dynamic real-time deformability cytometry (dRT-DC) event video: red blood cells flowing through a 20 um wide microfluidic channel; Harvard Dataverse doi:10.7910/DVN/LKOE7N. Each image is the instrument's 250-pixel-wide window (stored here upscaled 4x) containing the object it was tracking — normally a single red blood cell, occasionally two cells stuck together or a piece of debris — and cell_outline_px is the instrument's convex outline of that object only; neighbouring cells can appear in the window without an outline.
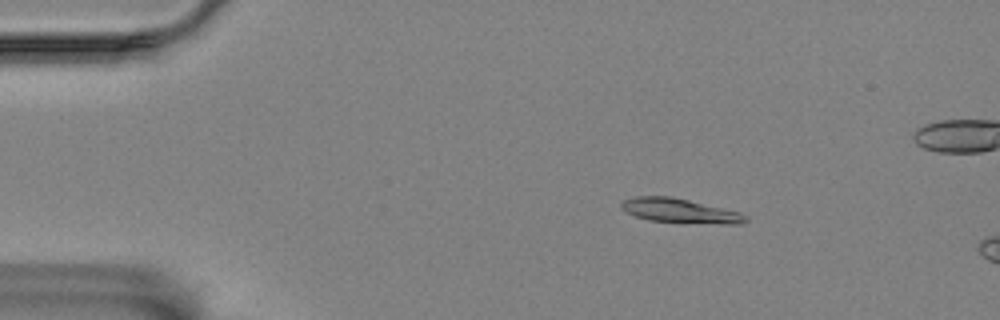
{"species": "Egyptian fruit bat (a non-hibernating species)", "species_latin": "Rousettus aegyptiacus", "temperature_condition": "room temperature", "stored_images_in_passage": 15, "camera_frame_rate_fps": 3000, "um_per_image_px": 0.085, "animal": {"sex": "female"}, "frame": {"image": 1, "passage_image": 9, "time_ms": 2.667, "image_size_px": [1000, 320], "cell_outline_px": [[748, 220], [740, 224], [724, 224], [652, 220], [636, 216], [620, 208], [620, 204], [624, 200], [636, 196], [668, 196], [688, 200], [740, 212], [748, 216]], "centroid_in_image_um": [57.82, 17.91], "position_along_channel_um": 27.2, "area_um2": 17.22}}